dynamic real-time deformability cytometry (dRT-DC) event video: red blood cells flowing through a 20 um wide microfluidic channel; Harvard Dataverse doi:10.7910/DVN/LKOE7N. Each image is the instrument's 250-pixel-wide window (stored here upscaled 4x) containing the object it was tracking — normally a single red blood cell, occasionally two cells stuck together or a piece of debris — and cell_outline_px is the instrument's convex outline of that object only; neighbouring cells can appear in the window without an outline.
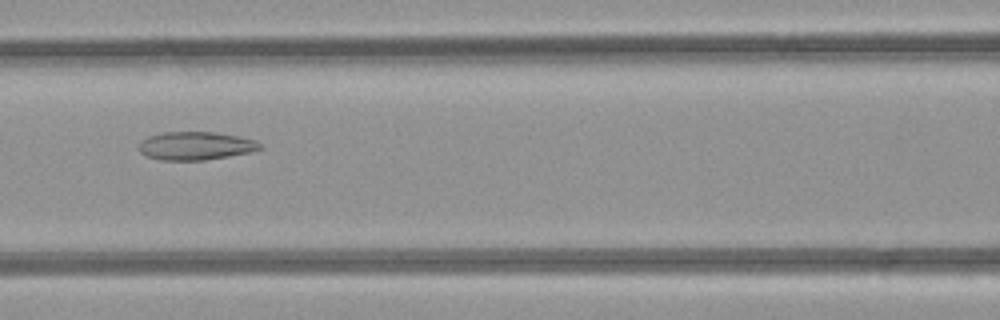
{"species": "common noctule bat (a hibernating species)", "species_latin": "Nyctalus noctula", "temperature_condition": "room temperature", "stored_images_in_passage": 49, "camera_frame_rate_fps": 3000, "um_per_image_px": 0.085, "animal": {"sex": "female", "body_mass_g": 21.9}, "frame": {"image": 1, "passage_image": 22, "time_ms": 7.0, "image_size_px": [1000, 320], "cell_outline_px": [[264, 148], [252, 152], [204, 160], [160, 160], [144, 156], [140, 152], [140, 140], [148, 136], [164, 132], [216, 132], [240, 136], [256, 140], [264, 144]], "centroid_in_image_um": [16.67, 12.39], "position_along_channel_um": 149.9, "area_um2": 20.23}}
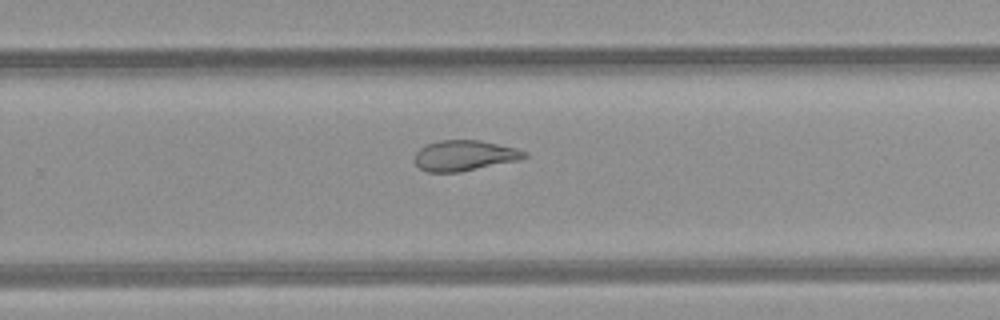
{"frame": {"image": 2, "passage_image": 32, "time_ms": 10.333, "image_size_px": [1000, 320], "cell_outline_px": [[528, 156], [520, 160], [460, 172], [428, 172], [420, 168], [416, 164], [416, 152], [420, 148], [428, 144], [440, 140], [480, 140], [516, 148], [528, 152]], "centroid_in_image_um": [39.52, 13.22], "position_along_channel_um": 290.3, "area_um2": 19.48}}
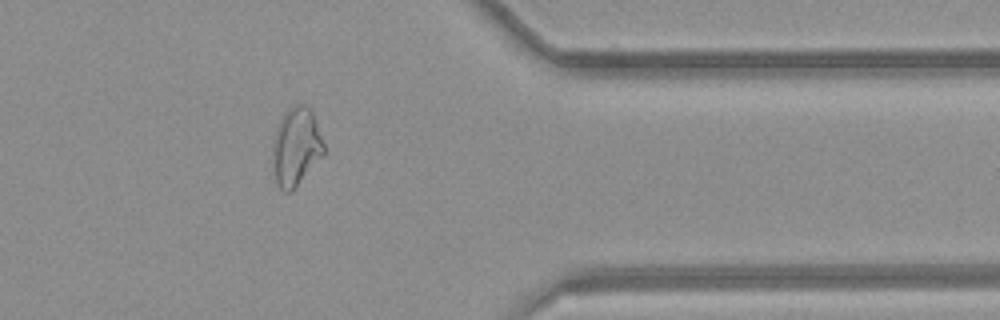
{"frame": {"image": 3, "passage_image": 40, "time_ms": 13.0, "image_size_px": [1000, 320], "cell_outline_px": [[324, 152], [296, 184], [288, 192], [284, 192], [276, 184], [276, 132], [280, 120], [284, 112], [288, 108], [296, 104], [304, 104], [312, 112], [324, 144]], "centroid_in_image_um": [25.2, 12.39], "position_along_channel_um": 386.2, "area_um2": 21.62}, "authors_computed_cell_mechanics": {"area_um2": 25.0274, "velocity_mm_per_s": 4.2326, "shape_relaxation_time_tau1_ms": null, "shape_relaxation_time_tau2_ms": 2.9153, "deformation_change_tau1": null, "deformation_change_tau2": 0.1132}}